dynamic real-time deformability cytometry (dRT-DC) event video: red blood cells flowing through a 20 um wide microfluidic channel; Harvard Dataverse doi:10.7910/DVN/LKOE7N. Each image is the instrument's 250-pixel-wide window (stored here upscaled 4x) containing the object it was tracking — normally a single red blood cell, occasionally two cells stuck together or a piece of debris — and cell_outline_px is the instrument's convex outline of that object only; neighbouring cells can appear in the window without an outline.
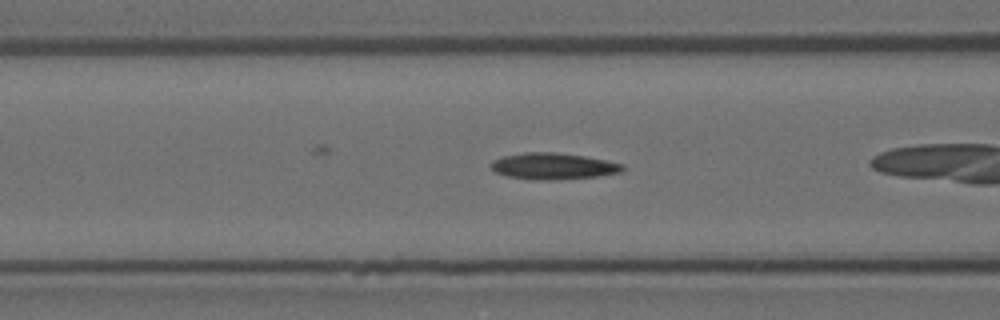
{"species": "Egyptian fruit bat (a non-hibernating species)", "species_latin": "Rousettus aegyptiacus", "temperature_condition": "room temperature", "stored_images_in_passage": 39, "camera_frame_rate_fps": 3000, "um_per_image_px": 0.085, "animal": {"sex": "female"}, "frame": {"image": 1, "passage_image": 16, "time_ms": 5.0, "image_size_px": [1000, 320], "cell_outline_px": [[624, 168], [620, 172], [596, 176], [552, 180], [532, 180], [508, 176], [496, 172], [492, 168], [492, 160], [504, 156], [524, 152], [556, 152], [584, 156], [624, 164]], "centroid_in_image_um": [47.01, 14.12], "position_along_channel_um": 119.6, "area_um2": 20.06}}
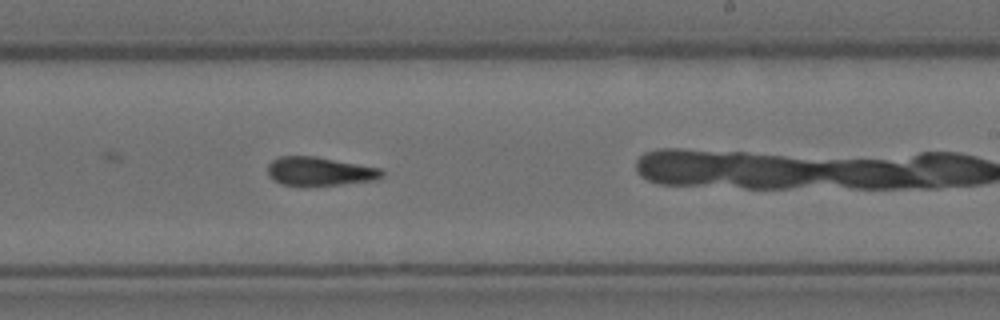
{"frame": {"image": 2, "passage_image": 28, "time_ms": 9.0, "image_size_px": [1000, 320], "cell_outline_px": [[384, 176], [380, 180], [340, 184], [280, 184], [268, 176], [268, 164], [272, 160], [280, 156], [316, 156], [380, 168], [384, 172]], "centroid_in_image_um": [27.21, 14.54], "position_along_channel_um": 261.8, "area_um2": 18.9}}
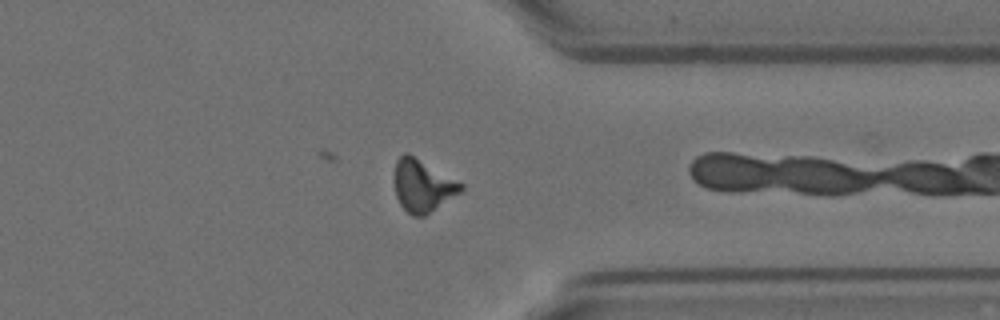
{"frame": {"image": 3, "passage_image": 38, "time_ms": 12.333, "image_size_px": [1000, 320], "cell_outline_px": [[464, 188], [460, 192], [424, 216], [412, 216], [400, 204], [396, 196], [396, 160], [404, 152], [408, 152], [464, 184]], "centroid_in_image_um": [35.93, 15.77], "position_along_channel_um": 375.5, "area_um2": 19.88}}